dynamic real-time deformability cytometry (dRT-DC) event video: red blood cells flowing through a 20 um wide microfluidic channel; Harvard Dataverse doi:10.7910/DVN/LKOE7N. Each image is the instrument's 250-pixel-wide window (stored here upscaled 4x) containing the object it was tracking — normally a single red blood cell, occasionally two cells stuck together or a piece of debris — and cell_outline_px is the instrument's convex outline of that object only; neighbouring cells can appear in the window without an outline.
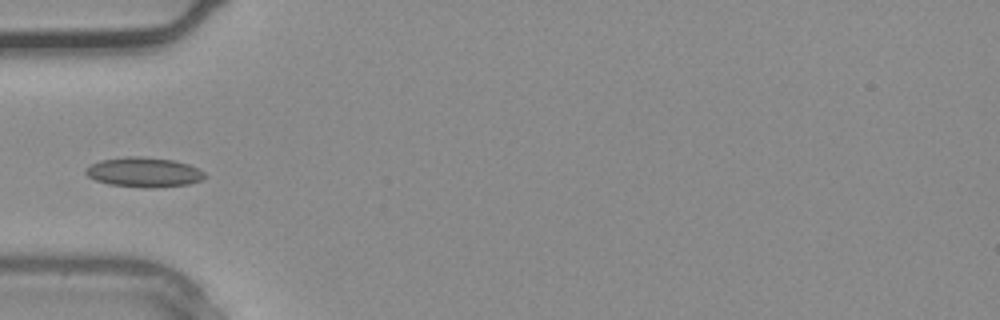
{"species": "common noctule bat (a hibernating species)", "species_latin": "Nyctalus noctula", "temperature_condition": "warm", "stored_images_in_passage": 16, "camera_frame_rate_fps": 3000, "um_per_image_px": 0.085, "animal": {"sex": "male", "body_mass_g": 20.4}, "frame": {"image": 1, "passage_image": 12, "time_ms": 3.667, "image_size_px": [1000, 320], "cell_outline_px": [[208, 176], [200, 180], [188, 184], [156, 188], [144, 188], [108, 184], [96, 180], [88, 176], [84, 172], [84, 168], [100, 160], [124, 156], [140, 156], [172, 160], [188, 164], [204, 172]], "centroid_in_image_um": [12.21, 14.64], "position_along_channel_um": 72.8, "area_um2": 20.75}}